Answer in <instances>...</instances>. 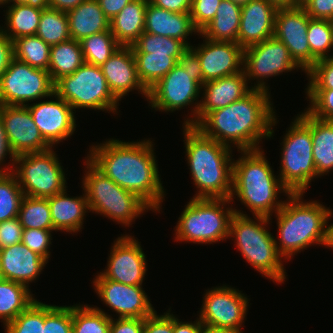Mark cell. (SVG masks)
I'll list each match as a JSON object with an SVG mask.
<instances>
[{
	"label": "cell",
	"instance_id": "cell-1",
	"mask_svg": "<svg viewBox=\"0 0 333 333\" xmlns=\"http://www.w3.org/2000/svg\"><path fill=\"white\" fill-rule=\"evenodd\" d=\"M154 142H123L110 138L89 148L87 159L121 188L142 199L160 213L165 191L159 176Z\"/></svg>",
	"mask_w": 333,
	"mask_h": 333
},
{
	"label": "cell",
	"instance_id": "cell-2",
	"mask_svg": "<svg viewBox=\"0 0 333 333\" xmlns=\"http://www.w3.org/2000/svg\"><path fill=\"white\" fill-rule=\"evenodd\" d=\"M270 93L252 89L238 101L210 112L196 128L237 151L261 149V139L273 137L278 123Z\"/></svg>",
	"mask_w": 333,
	"mask_h": 333
},
{
	"label": "cell",
	"instance_id": "cell-3",
	"mask_svg": "<svg viewBox=\"0 0 333 333\" xmlns=\"http://www.w3.org/2000/svg\"><path fill=\"white\" fill-rule=\"evenodd\" d=\"M182 128L190 176L197 188L192 198H230L233 149L205 136L195 126Z\"/></svg>",
	"mask_w": 333,
	"mask_h": 333
},
{
	"label": "cell",
	"instance_id": "cell-4",
	"mask_svg": "<svg viewBox=\"0 0 333 333\" xmlns=\"http://www.w3.org/2000/svg\"><path fill=\"white\" fill-rule=\"evenodd\" d=\"M238 152L241 153L240 158L233 160L230 201L233 202L237 196L252 215L271 218L285 202L278 200V194L288 197L291 192L274 174L262 148Z\"/></svg>",
	"mask_w": 333,
	"mask_h": 333
},
{
	"label": "cell",
	"instance_id": "cell-5",
	"mask_svg": "<svg viewBox=\"0 0 333 333\" xmlns=\"http://www.w3.org/2000/svg\"><path fill=\"white\" fill-rule=\"evenodd\" d=\"M303 195L290 194L275 213L278 226L275 244L285 260L312 245H324L327 221L333 217V211L326 205L316 200L306 202Z\"/></svg>",
	"mask_w": 333,
	"mask_h": 333
},
{
	"label": "cell",
	"instance_id": "cell-6",
	"mask_svg": "<svg viewBox=\"0 0 333 333\" xmlns=\"http://www.w3.org/2000/svg\"><path fill=\"white\" fill-rule=\"evenodd\" d=\"M229 227V238H232L243 258L267 279L284 283L286 271L283 257L278 252L275 237L266 228L271 224L269 217L254 216L234 208Z\"/></svg>",
	"mask_w": 333,
	"mask_h": 333
},
{
	"label": "cell",
	"instance_id": "cell-7",
	"mask_svg": "<svg viewBox=\"0 0 333 333\" xmlns=\"http://www.w3.org/2000/svg\"><path fill=\"white\" fill-rule=\"evenodd\" d=\"M85 160L86 170L81 183L90 212L129 227L135 219L152 210L137 195L105 176L86 157Z\"/></svg>",
	"mask_w": 333,
	"mask_h": 333
},
{
	"label": "cell",
	"instance_id": "cell-8",
	"mask_svg": "<svg viewBox=\"0 0 333 333\" xmlns=\"http://www.w3.org/2000/svg\"><path fill=\"white\" fill-rule=\"evenodd\" d=\"M290 124L280 143L278 176L291 194H305L310 182L319 178L313 159L311 115L304 110Z\"/></svg>",
	"mask_w": 333,
	"mask_h": 333
},
{
	"label": "cell",
	"instance_id": "cell-9",
	"mask_svg": "<svg viewBox=\"0 0 333 333\" xmlns=\"http://www.w3.org/2000/svg\"><path fill=\"white\" fill-rule=\"evenodd\" d=\"M230 202V198H191L178 218L174 240L193 244L225 241L235 213Z\"/></svg>",
	"mask_w": 333,
	"mask_h": 333
},
{
	"label": "cell",
	"instance_id": "cell-10",
	"mask_svg": "<svg viewBox=\"0 0 333 333\" xmlns=\"http://www.w3.org/2000/svg\"><path fill=\"white\" fill-rule=\"evenodd\" d=\"M54 93L75 109L117 114L119 100L112 94L100 66L84 63L73 74L55 82Z\"/></svg>",
	"mask_w": 333,
	"mask_h": 333
},
{
	"label": "cell",
	"instance_id": "cell-11",
	"mask_svg": "<svg viewBox=\"0 0 333 333\" xmlns=\"http://www.w3.org/2000/svg\"><path fill=\"white\" fill-rule=\"evenodd\" d=\"M53 149L15 156L12 172L24 195L48 198L67 188L65 171Z\"/></svg>",
	"mask_w": 333,
	"mask_h": 333
},
{
	"label": "cell",
	"instance_id": "cell-12",
	"mask_svg": "<svg viewBox=\"0 0 333 333\" xmlns=\"http://www.w3.org/2000/svg\"><path fill=\"white\" fill-rule=\"evenodd\" d=\"M54 87L48 70L13 58L0 76V105L26 106L41 98L54 99Z\"/></svg>",
	"mask_w": 333,
	"mask_h": 333
},
{
	"label": "cell",
	"instance_id": "cell-13",
	"mask_svg": "<svg viewBox=\"0 0 333 333\" xmlns=\"http://www.w3.org/2000/svg\"><path fill=\"white\" fill-rule=\"evenodd\" d=\"M201 86L194 80V74L183 69L178 63L148 90L147 102L156 111L175 112L186 106H193L191 115L183 125L196 127L200 105ZM195 101V102H194Z\"/></svg>",
	"mask_w": 333,
	"mask_h": 333
},
{
	"label": "cell",
	"instance_id": "cell-14",
	"mask_svg": "<svg viewBox=\"0 0 333 333\" xmlns=\"http://www.w3.org/2000/svg\"><path fill=\"white\" fill-rule=\"evenodd\" d=\"M301 68L291 58L285 44L275 37L246 47L243 50V70L248 82H254L253 89L266 92L269 87L265 78L275 77ZM258 81V82H257Z\"/></svg>",
	"mask_w": 333,
	"mask_h": 333
},
{
	"label": "cell",
	"instance_id": "cell-15",
	"mask_svg": "<svg viewBox=\"0 0 333 333\" xmlns=\"http://www.w3.org/2000/svg\"><path fill=\"white\" fill-rule=\"evenodd\" d=\"M228 286L205 290L199 320L204 325L242 330L250 300L242 291Z\"/></svg>",
	"mask_w": 333,
	"mask_h": 333
},
{
	"label": "cell",
	"instance_id": "cell-16",
	"mask_svg": "<svg viewBox=\"0 0 333 333\" xmlns=\"http://www.w3.org/2000/svg\"><path fill=\"white\" fill-rule=\"evenodd\" d=\"M92 281L95 292L101 301L119 318H142L156 310L142 285H126L105 279L100 273Z\"/></svg>",
	"mask_w": 333,
	"mask_h": 333
},
{
	"label": "cell",
	"instance_id": "cell-17",
	"mask_svg": "<svg viewBox=\"0 0 333 333\" xmlns=\"http://www.w3.org/2000/svg\"><path fill=\"white\" fill-rule=\"evenodd\" d=\"M108 263L100 274L126 285H142L147 271L146 255L141 243L132 235H122L113 242Z\"/></svg>",
	"mask_w": 333,
	"mask_h": 333
},
{
	"label": "cell",
	"instance_id": "cell-18",
	"mask_svg": "<svg viewBox=\"0 0 333 333\" xmlns=\"http://www.w3.org/2000/svg\"><path fill=\"white\" fill-rule=\"evenodd\" d=\"M310 19L303 6L277 8L274 25V37L285 44L291 58L305 73L311 68L307 39Z\"/></svg>",
	"mask_w": 333,
	"mask_h": 333
},
{
	"label": "cell",
	"instance_id": "cell-19",
	"mask_svg": "<svg viewBox=\"0 0 333 333\" xmlns=\"http://www.w3.org/2000/svg\"><path fill=\"white\" fill-rule=\"evenodd\" d=\"M0 118L9 147L15 156L52 148L34 123L27 106L0 105Z\"/></svg>",
	"mask_w": 333,
	"mask_h": 333
},
{
	"label": "cell",
	"instance_id": "cell-20",
	"mask_svg": "<svg viewBox=\"0 0 333 333\" xmlns=\"http://www.w3.org/2000/svg\"><path fill=\"white\" fill-rule=\"evenodd\" d=\"M54 97L55 100L26 105L43 138L52 147L72 136L77 127L73 108L56 93Z\"/></svg>",
	"mask_w": 333,
	"mask_h": 333
},
{
	"label": "cell",
	"instance_id": "cell-21",
	"mask_svg": "<svg viewBox=\"0 0 333 333\" xmlns=\"http://www.w3.org/2000/svg\"><path fill=\"white\" fill-rule=\"evenodd\" d=\"M190 47L197 53L202 68L203 84L243 70V48L236 42L211 41Z\"/></svg>",
	"mask_w": 333,
	"mask_h": 333
},
{
	"label": "cell",
	"instance_id": "cell-22",
	"mask_svg": "<svg viewBox=\"0 0 333 333\" xmlns=\"http://www.w3.org/2000/svg\"><path fill=\"white\" fill-rule=\"evenodd\" d=\"M100 68L110 91L119 101L133 90H137L147 100L148 90L139 80L131 46H121Z\"/></svg>",
	"mask_w": 333,
	"mask_h": 333
},
{
	"label": "cell",
	"instance_id": "cell-23",
	"mask_svg": "<svg viewBox=\"0 0 333 333\" xmlns=\"http://www.w3.org/2000/svg\"><path fill=\"white\" fill-rule=\"evenodd\" d=\"M276 11L267 0H250L241 6L237 43L245 49L274 37Z\"/></svg>",
	"mask_w": 333,
	"mask_h": 333
},
{
	"label": "cell",
	"instance_id": "cell-24",
	"mask_svg": "<svg viewBox=\"0 0 333 333\" xmlns=\"http://www.w3.org/2000/svg\"><path fill=\"white\" fill-rule=\"evenodd\" d=\"M244 70L202 85L203 97L200 100L196 126L210 113L224 108L247 95L253 86H248Z\"/></svg>",
	"mask_w": 333,
	"mask_h": 333
},
{
	"label": "cell",
	"instance_id": "cell-25",
	"mask_svg": "<svg viewBox=\"0 0 333 333\" xmlns=\"http://www.w3.org/2000/svg\"><path fill=\"white\" fill-rule=\"evenodd\" d=\"M48 263L22 242L0 250V278L30 287Z\"/></svg>",
	"mask_w": 333,
	"mask_h": 333
},
{
	"label": "cell",
	"instance_id": "cell-26",
	"mask_svg": "<svg viewBox=\"0 0 333 333\" xmlns=\"http://www.w3.org/2000/svg\"><path fill=\"white\" fill-rule=\"evenodd\" d=\"M144 20V32L179 39L187 47L191 46L187 36L200 33L194 26L190 13L170 12L156 7L150 1L147 3Z\"/></svg>",
	"mask_w": 333,
	"mask_h": 333
},
{
	"label": "cell",
	"instance_id": "cell-27",
	"mask_svg": "<svg viewBox=\"0 0 333 333\" xmlns=\"http://www.w3.org/2000/svg\"><path fill=\"white\" fill-rule=\"evenodd\" d=\"M82 194L70 197L67 189H65L52 197H48L55 232L61 231L74 234L82 231L84 216L89 212L86 194L85 192Z\"/></svg>",
	"mask_w": 333,
	"mask_h": 333
},
{
	"label": "cell",
	"instance_id": "cell-28",
	"mask_svg": "<svg viewBox=\"0 0 333 333\" xmlns=\"http://www.w3.org/2000/svg\"><path fill=\"white\" fill-rule=\"evenodd\" d=\"M71 39L83 38L110 29L109 19L104 15L98 0H84L66 12Z\"/></svg>",
	"mask_w": 333,
	"mask_h": 333
},
{
	"label": "cell",
	"instance_id": "cell-29",
	"mask_svg": "<svg viewBox=\"0 0 333 333\" xmlns=\"http://www.w3.org/2000/svg\"><path fill=\"white\" fill-rule=\"evenodd\" d=\"M149 0H132L110 21V31L121 46H132L144 32Z\"/></svg>",
	"mask_w": 333,
	"mask_h": 333
},
{
	"label": "cell",
	"instance_id": "cell-30",
	"mask_svg": "<svg viewBox=\"0 0 333 333\" xmlns=\"http://www.w3.org/2000/svg\"><path fill=\"white\" fill-rule=\"evenodd\" d=\"M5 24L0 30L11 40L36 34L45 4H16L6 6ZM6 26V27H5ZM4 28V29H3Z\"/></svg>",
	"mask_w": 333,
	"mask_h": 333
},
{
	"label": "cell",
	"instance_id": "cell-31",
	"mask_svg": "<svg viewBox=\"0 0 333 333\" xmlns=\"http://www.w3.org/2000/svg\"><path fill=\"white\" fill-rule=\"evenodd\" d=\"M240 18V5L235 4L231 0H221L215 17L197 35L211 41L237 43Z\"/></svg>",
	"mask_w": 333,
	"mask_h": 333
},
{
	"label": "cell",
	"instance_id": "cell-32",
	"mask_svg": "<svg viewBox=\"0 0 333 333\" xmlns=\"http://www.w3.org/2000/svg\"><path fill=\"white\" fill-rule=\"evenodd\" d=\"M313 159L317 175L333 170V120H321L311 115Z\"/></svg>",
	"mask_w": 333,
	"mask_h": 333
},
{
	"label": "cell",
	"instance_id": "cell-33",
	"mask_svg": "<svg viewBox=\"0 0 333 333\" xmlns=\"http://www.w3.org/2000/svg\"><path fill=\"white\" fill-rule=\"evenodd\" d=\"M84 63L80 41L70 39L50 48L48 72L54 83L65 75L73 74Z\"/></svg>",
	"mask_w": 333,
	"mask_h": 333
},
{
	"label": "cell",
	"instance_id": "cell-34",
	"mask_svg": "<svg viewBox=\"0 0 333 333\" xmlns=\"http://www.w3.org/2000/svg\"><path fill=\"white\" fill-rule=\"evenodd\" d=\"M26 285L0 278V320L3 325L14 320L36 300Z\"/></svg>",
	"mask_w": 333,
	"mask_h": 333
},
{
	"label": "cell",
	"instance_id": "cell-35",
	"mask_svg": "<svg viewBox=\"0 0 333 333\" xmlns=\"http://www.w3.org/2000/svg\"><path fill=\"white\" fill-rule=\"evenodd\" d=\"M137 64V74L143 86L149 90L163 78L177 63L180 57L168 54L133 53Z\"/></svg>",
	"mask_w": 333,
	"mask_h": 333
},
{
	"label": "cell",
	"instance_id": "cell-36",
	"mask_svg": "<svg viewBox=\"0 0 333 333\" xmlns=\"http://www.w3.org/2000/svg\"><path fill=\"white\" fill-rule=\"evenodd\" d=\"M97 306L72 305V333H110L111 315Z\"/></svg>",
	"mask_w": 333,
	"mask_h": 333
},
{
	"label": "cell",
	"instance_id": "cell-37",
	"mask_svg": "<svg viewBox=\"0 0 333 333\" xmlns=\"http://www.w3.org/2000/svg\"><path fill=\"white\" fill-rule=\"evenodd\" d=\"M35 35L50 46L70 40L71 35L66 12L46 6L41 13Z\"/></svg>",
	"mask_w": 333,
	"mask_h": 333
},
{
	"label": "cell",
	"instance_id": "cell-38",
	"mask_svg": "<svg viewBox=\"0 0 333 333\" xmlns=\"http://www.w3.org/2000/svg\"><path fill=\"white\" fill-rule=\"evenodd\" d=\"M50 48L49 44L36 35L13 40L14 58L39 69L48 70Z\"/></svg>",
	"mask_w": 333,
	"mask_h": 333
},
{
	"label": "cell",
	"instance_id": "cell-39",
	"mask_svg": "<svg viewBox=\"0 0 333 333\" xmlns=\"http://www.w3.org/2000/svg\"><path fill=\"white\" fill-rule=\"evenodd\" d=\"M18 218L23 229L54 230L48 198L24 195Z\"/></svg>",
	"mask_w": 333,
	"mask_h": 333
},
{
	"label": "cell",
	"instance_id": "cell-40",
	"mask_svg": "<svg viewBox=\"0 0 333 333\" xmlns=\"http://www.w3.org/2000/svg\"><path fill=\"white\" fill-rule=\"evenodd\" d=\"M85 63L101 66L121 47L110 29L83 38L80 41Z\"/></svg>",
	"mask_w": 333,
	"mask_h": 333
},
{
	"label": "cell",
	"instance_id": "cell-41",
	"mask_svg": "<svg viewBox=\"0 0 333 333\" xmlns=\"http://www.w3.org/2000/svg\"><path fill=\"white\" fill-rule=\"evenodd\" d=\"M23 197V191L14 173H0V222L18 217Z\"/></svg>",
	"mask_w": 333,
	"mask_h": 333
},
{
	"label": "cell",
	"instance_id": "cell-42",
	"mask_svg": "<svg viewBox=\"0 0 333 333\" xmlns=\"http://www.w3.org/2000/svg\"><path fill=\"white\" fill-rule=\"evenodd\" d=\"M307 39L311 50V67L318 60L331 57L332 26L330 20L311 18L307 29Z\"/></svg>",
	"mask_w": 333,
	"mask_h": 333
},
{
	"label": "cell",
	"instance_id": "cell-43",
	"mask_svg": "<svg viewBox=\"0 0 333 333\" xmlns=\"http://www.w3.org/2000/svg\"><path fill=\"white\" fill-rule=\"evenodd\" d=\"M133 53L168 54L181 57L188 48L181 40L143 32L131 46Z\"/></svg>",
	"mask_w": 333,
	"mask_h": 333
},
{
	"label": "cell",
	"instance_id": "cell-44",
	"mask_svg": "<svg viewBox=\"0 0 333 333\" xmlns=\"http://www.w3.org/2000/svg\"><path fill=\"white\" fill-rule=\"evenodd\" d=\"M43 326L44 303L36 299L3 328L6 333H43Z\"/></svg>",
	"mask_w": 333,
	"mask_h": 333
},
{
	"label": "cell",
	"instance_id": "cell-45",
	"mask_svg": "<svg viewBox=\"0 0 333 333\" xmlns=\"http://www.w3.org/2000/svg\"><path fill=\"white\" fill-rule=\"evenodd\" d=\"M43 333H72V306L44 303Z\"/></svg>",
	"mask_w": 333,
	"mask_h": 333
},
{
	"label": "cell",
	"instance_id": "cell-46",
	"mask_svg": "<svg viewBox=\"0 0 333 333\" xmlns=\"http://www.w3.org/2000/svg\"><path fill=\"white\" fill-rule=\"evenodd\" d=\"M305 74L309 81L305 90L333 89V58L318 60Z\"/></svg>",
	"mask_w": 333,
	"mask_h": 333
},
{
	"label": "cell",
	"instance_id": "cell-47",
	"mask_svg": "<svg viewBox=\"0 0 333 333\" xmlns=\"http://www.w3.org/2000/svg\"><path fill=\"white\" fill-rule=\"evenodd\" d=\"M305 93L307 101H310L305 110L310 115L321 120H333V89L306 90Z\"/></svg>",
	"mask_w": 333,
	"mask_h": 333
},
{
	"label": "cell",
	"instance_id": "cell-48",
	"mask_svg": "<svg viewBox=\"0 0 333 333\" xmlns=\"http://www.w3.org/2000/svg\"><path fill=\"white\" fill-rule=\"evenodd\" d=\"M55 230L23 229L22 243L30 250L49 261L52 232Z\"/></svg>",
	"mask_w": 333,
	"mask_h": 333
},
{
	"label": "cell",
	"instance_id": "cell-49",
	"mask_svg": "<svg viewBox=\"0 0 333 333\" xmlns=\"http://www.w3.org/2000/svg\"><path fill=\"white\" fill-rule=\"evenodd\" d=\"M221 0H192L190 15L194 26L201 31L214 17Z\"/></svg>",
	"mask_w": 333,
	"mask_h": 333
},
{
	"label": "cell",
	"instance_id": "cell-50",
	"mask_svg": "<svg viewBox=\"0 0 333 333\" xmlns=\"http://www.w3.org/2000/svg\"><path fill=\"white\" fill-rule=\"evenodd\" d=\"M23 227L19 218L0 222V250L21 243Z\"/></svg>",
	"mask_w": 333,
	"mask_h": 333
},
{
	"label": "cell",
	"instance_id": "cell-51",
	"mask_svg": "<svg viewBox=\"0 0 333 333\" xmlns=\"http://www.w3.org/2000/svg\"><path fill=\"white\" fill-rule=\"evenodd\" d=\"M171 308L163 315L155 311L144 319L143 333H173V314Z\"/></svg>",
	"mask_w": 333,
	"mask_h": 333
},
{
	"label": "cell",
	"instance_id": "cell-52",
	"mask_svg": "<svg viewBox=\"0 0 333 333\" xmlns=\"http://www.w3.org/2000/svg\"><path fill=\"white\" fill-rule=\"evenodd\" d=\"M302 6L312 19H333V0H307Z\"/></svg>",
	"mask_w": 333,
	"mask_h": 333
},
{
	"label": "cell",
	"instance_id": "cell-53",
	"mask_svg": "<svg viewBox=\"0 0 333 333\" xmlns=\"http://www.w3.org/2000/svg\"><path fill=\"white\" fill-rule=\"evenodd\" d=\"M178 64L186 71L194 74V80L202 87V68L197 53L191 47H188L182 53L181 57L178 59Z\"/></svg>",
	"mask_w": 333,
	"mask_h": 333
},
{
	"label": "cell",
	"instance_id": "cell-54",
	"mask_svg": "<svg viewBox=\"0 0 333 333\" xmlns=\"http://www.w3.org/2000/svg\"><path fill=\"white\" fill-rule=\"evenodd\" d=\"M114 319V320H113ZM144 319L142 318H113L111 317L110 333H143Z\"/></svg>",
	"mask_w": 333,
	"mask_h": 333
},
{
	"label": "cell",
	"instance_id": "cell-55",
	"mask_svg": "<svg viewBox=\"0 0 333 333\" xmlns=\"http://www.w3.org/2000/svg\"><path fill=\"white\" fill-rule=\"evenodd\" d=\"M9 156L10 161L7 166H3L6 163L5 158ZM15 155L12 153L4 130V124L2 119L0 118V173L11 172L14 166ZM3 166V167H1ZM12 166V167H11Z\"/></svg>",
	"mask_w": 333,
	"mask_h": 333
},
{
	"label": "cell",
	"instance_id": "cell-56",
	"mask_svg": "<svg viewBox=\"0 0 333 333\" xmlns=\"http://www.w3.org/2000/svg\"><path fill=\"white\" fill-rule=\"evenodd\" d=\"M14 58L13 41L0 30V76Z\"/></svg>",
	"mask_w": 333,
	"mask_h": 333
},
{
	"label": "cell",
	"instance_id": "cell-57",
	"mask_svg": "<svg viewBox=\"0 0 333 333\" xmlns=\"http://www.w3.org/2000/svg\"><path fill=\"white\" fill-rule=\"evenodd\" d=\"M156 7L174 13H190L192 0H149Z\"/></svg>",
	"mask_w": 333,
	"mask_h": 333
},
{
	"label": "cell",
	"instance_id": "cell-58",
	"mask_svg": "<svg viewBox=\"0 0 333 333\" xmlns=\"http://www.w3.org/2000/svg\"><path fill=\"white\" fill-rule=\"evenodd\" d=\"M132 0H98L104 15L111 20Z\"/></svg>",
	"mask_w": 333,
	"mask_h": 333
},
{
	"label": "cell",
	"instance_id": "cell-59",
	"mask_svg": "<svg viewBox=\"0 0 333 333\" xmlns=\"http://www.w3.org/2000/svg\"><path fill=\"white\" fill-rule=\"evenodd\" d=\"M177 316L173 314V333H201L203 324L197 317L194 322L179 321Z\"/></svg>",
	"mask_w": 333,
	"mask_h": 333
},
{
	"label": "cell",
	"instance_id": "cell-60",
	"mask_svg": "<svg viewBox=\"0 0 333 333\" xmlns=\"http://www.w3.org/2000/svg\"><path fill=\"white\" fill-rule=\"evenodd\" d=\"M84 0H46V6L52 9L65 11L77 7Z\"/></svg>",
	"mask_w": 333,
	"mask_h": 333
},
{
	"label": "cell",
	"instance_id": "cell-61",
	"mask_svg": "<svg viewBox=\"0 0 333 333\" xmlns=\"http://www.w3.org/2000/svg\"><path fill=\"white\" fill-rule=\"evenodd\" d=\"M201 333H242V330L229 329V328H218L209 325H204Z\"/></svg>",
	"mask_w": 333,
	"mask_h": 333
},
{
	"label": "cell",
	"instance_id": "cell-62",
	"mask_svg": "<svg viewBox=\"0 0 333 333\" xmlns=\"http://www.w3.org/2000/svg\"><path fill=\"white\" fill-rule=\"evenodd\" d=\"M330 220V217L327 221V226H326V235H325V241H324V245L325 248H331L333 249V223H330V225H328Z\"/></svg>",
	"mask_w": 333,
	"mask_h": 333
},
{
	"label": "cell",
	"instance_id": "cell-63",
	"mask_svg": "<svg viewBox=\"0 0 333 333\" xmlns=\"http://www.w3.org/2000/svg\"><path fill=\"white\" fill-rule=\"evenodd\" d=\"M273 4L276 8L293 7V0H267Z\"/></svg>",
	"mask_w": 333,
	"mask_h": 333
},
{
	"label": "cell",
	"instance_id": "cell-64",
	"mask_svg": "<svg viewBox=\"0 0 333 333\" xmlns=\"http://www.w3.org/2000/svg\"><path fill=\"white\" fill-rule=\"evenodd\" d=\"M16 4H46V0H12Z\"/></svg>",
	"mask_w": 333,
	"mask_h": 333
},
{
	"label": "cell",
	"instance_id": "cell-65",
	"mask_svg": "<svg viewBox=\"0 0 333 333\" xmlns=\"http://www.w3.org/2000/svg\"><path fill=\"white\" fill-rule=\"evenodd\" d=\"M307 0H293V7L302 6Z\"/></svg>",
	"mask_w": 333,
	"mask_h": 333
},
{
	"label": "cell",
	"instance_id": "cell-66",
	"mask_svg": "<svg viewBox=\"0 0 333 333\" xmlns=\"http://www.w3.org/2000/svg\"><path fill=\"white\" fill-rule=\"evenodd\" d=\"M231 1L234 2L235 4L243 6L244 4H246L250 0H231Z\"/></svg>",
	"mask_w": 333,
	"mask_h": 333
},
{
	"label": "cell",
	"instance_id": "cell-67",
	"mask_svg": "<svg viewBox=\"0 0 333 333\" xmlns=\"http://www.w3.org/2000/svg\"><path fill=\"white\" fill-rule=\"evenodd\" d=\"M12 0H0V6L10 5Z\"/></svg>",
	"mask_w": 333,
	"mask_h": 333
},
{
	"label": "cell",
	"instance_id": "cell-68",
	"mask_svg": "<svg viewBox=\"0 0 333 333\" xmlns=\"http://www.w3.org/2000/svg\"><path fill=\"white\" fill-rule=\"evenodd\" d=\"M331 26H332V49H333V19L331 20ZM331 57L333 58V53Z\"/></svg>",
	"mask_w": 333,
	"mask_h": 333
}]
</instances>
